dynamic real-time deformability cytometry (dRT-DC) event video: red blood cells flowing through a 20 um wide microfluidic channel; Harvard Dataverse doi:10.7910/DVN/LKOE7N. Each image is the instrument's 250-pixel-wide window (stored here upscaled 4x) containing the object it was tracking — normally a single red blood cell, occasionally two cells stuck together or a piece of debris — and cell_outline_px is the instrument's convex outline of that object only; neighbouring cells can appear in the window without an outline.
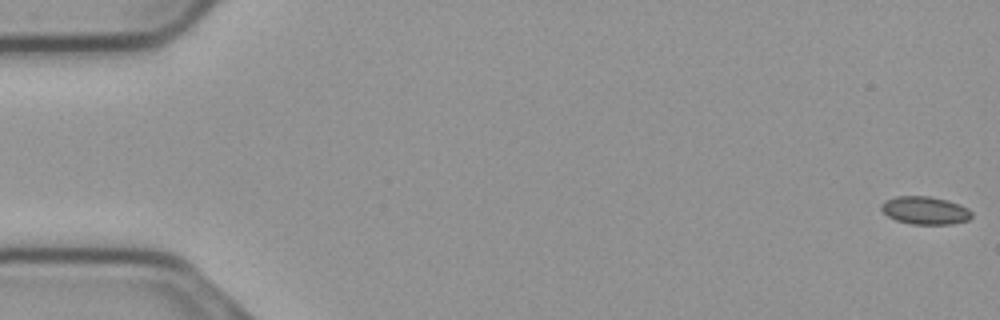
{"species": "common noctule bat (a hibernating species)", "species_latin": "Nyctalus noctula", "temperature_condition": "cold", "stored_images_in_passage": 56, "camera_frame_rate_fps": 3000, "um_per_image_px": 0.085, "animal": {"sex": "male", "body_mass_g": 23.1, "forearm_length_mm": 52.7}, "frame": {"image": 1, "passage_image": 1, "time_ms": 0.0, "image_size_px": [1000, 320], "cell_outline_px": [[972, 216], [968, 220], [952, 224], [912, 224], [896, 220], [888, 216], [880, 208], [880, 204], [884, 200], [896, 196], [928, 196], [948, 200], [960, 204], [968, 208], [972, 212]], "centroid_in_image_um": [78.63, 17.88], "position_along_channel_um": 6.4, "area_um2": 14.8}}
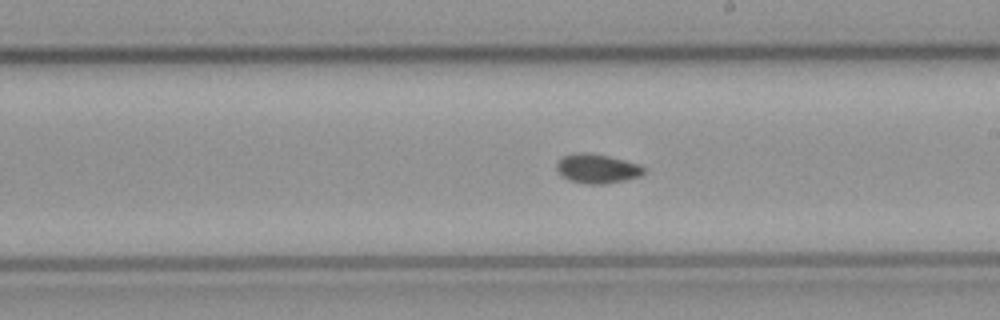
{"frame": {"image": 2, "passage_image": 32, "time_ms": 10.333, "image_size_px": [1000, 320], "cell_outline_px": [[644, 172], [640, 176], [624, 180], [604, 184], [588, 184], [568, 180], [560, 176], [556, 168], [556, 164], [564, 156], [576, 152], [588, 152], [608, 156], [640, 164], [644, 168]], "centroid_in_image_um": [50.73, 14.33], "position_along_channel_um": 238.3, "area_um2": 14.91}}
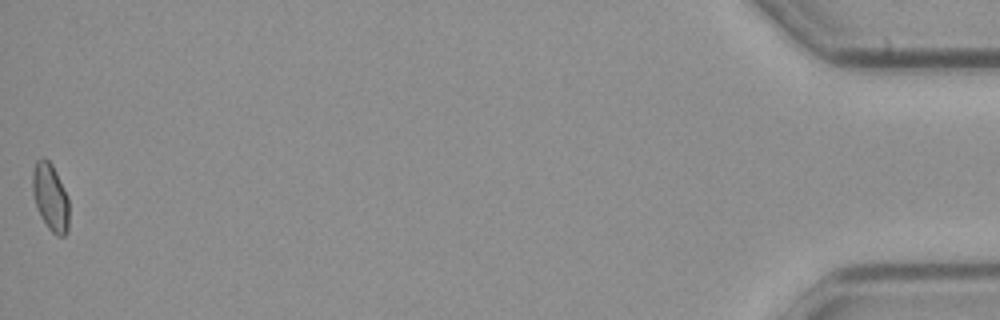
{"frame": {"image": 3, "passage_image": 56, "time_ms": 18.333, "image_size_px": [1000, 320], "cell_outline_px": [[68, 232], [64, 236], [56, 236], [48, 228], [40, 216], [36, 208], [32, 192], [32, 172], [36, 160], [44, 156], [52, 164], [68, 196]], "centroid_in_image_um": [4.27, 16.76], "position_along_channel_um": 430.9, "area_um2": 14.57}, "authors_computed_cell_mechanics": {"area_um2": 14.5078, "velocity_mm_per_s": 3.7126, "shape_relaxation_time_tau1_ms": null, "shape_relaxation_time_tau2_ms": 3.4093, "deformation_change_tau1": null, "deformation_change_tau2": 0.0587}}